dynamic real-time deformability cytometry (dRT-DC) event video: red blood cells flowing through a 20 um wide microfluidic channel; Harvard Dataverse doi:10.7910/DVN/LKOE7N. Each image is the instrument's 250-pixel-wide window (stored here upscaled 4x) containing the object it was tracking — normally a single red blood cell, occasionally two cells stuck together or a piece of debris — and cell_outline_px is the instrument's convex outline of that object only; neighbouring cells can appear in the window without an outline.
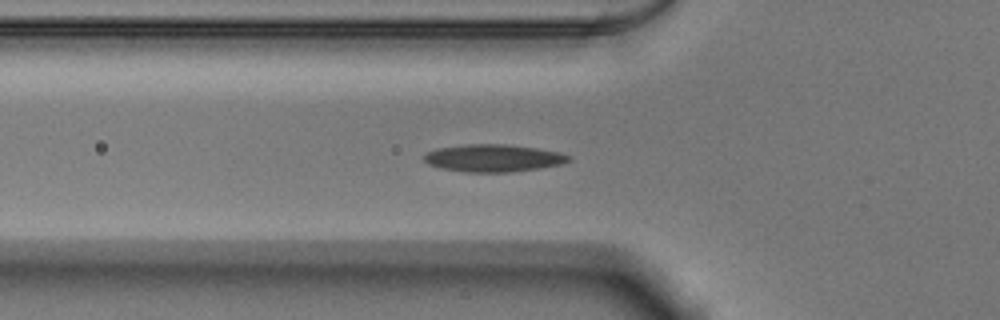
{"species": "Egyptian fruit bat (a non-hibernating species)", "species_latin": "Rousettus aegyptiacus", "temperature_condition": "warm", "stored_images_in_passage": 37, "camera_frame_rate_fps": 3000, "um_per_image_px": 0.085, "animal": {"sex": "male"}, "frame": {"image": 1, "passage_image": 2, "time_ms": 0.333, "image_size_px": [1000, 320], "cell_outline_px": [[572, 160], [560, 164], [540, 168], [508, 172], [464, 172], [440, 168], [428, 164], [424, 160], [424, 156], [428, 152], [440, 148], [468, 144], [504, 144], [536, 148], [560, 152], [572, 156]], "centroid_in_image_um": [41.96, 13.44], "position_along_channel_um": 83.8, "area_um2": 23.0}}
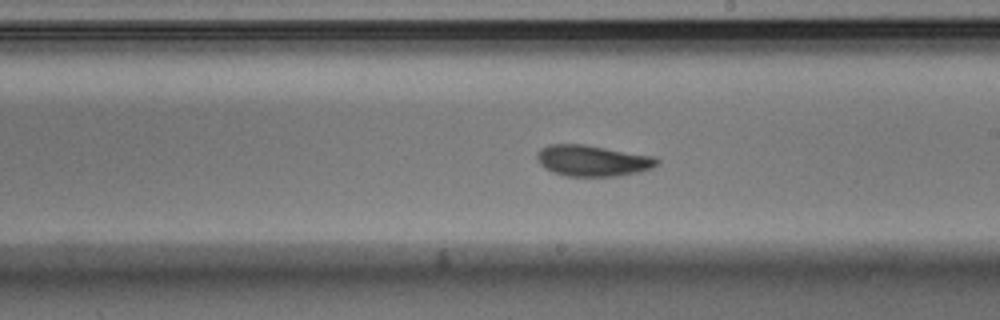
{"frame": {"image": 2, "passage_image": 14, "time_ms": 4.333, "image_size_px": [1000, 320], "cell_outline_px": [[660, 160], [652, 168], [640, 172], [616, 176], [564, 176], [552, 172], [544, 168], [536, 160], [536, 152], [540, 148], [548, 144], [584, 144], [656, 156]], "centroid_in_image_um": [50.35, 13.65], "position_along_channel_um": 238.7, "area_um2": 22.08}}
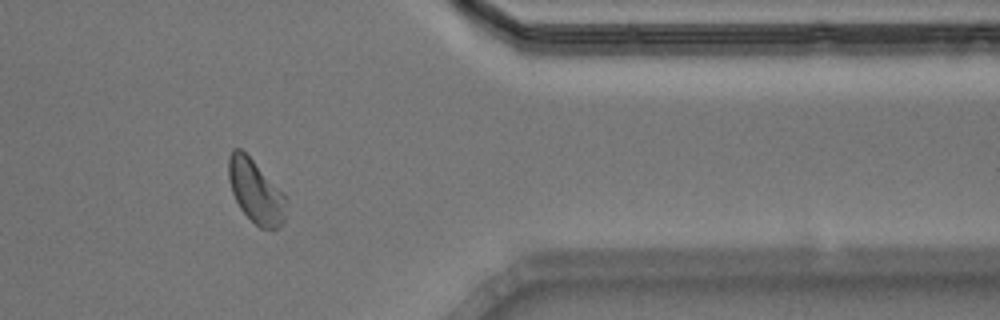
{"frame": {"image": 3, "passage_image": 27, "time_ms": 8.667, "image_size_px": [1000, 320], "cell_outline_px": [[288, 200], [284, 220], [276, 228], [260, 228], [240, 208], [232, 192], [228, 180], [228, 156], [232, 148], [240, 148], [284, 192]], "centroid_in_image_um": [21.74, 16.25], "position_along_channel_um": 389.7, "area_um2": 21.15}, "authors_computed_cell_mechanics": {"area_um2": 21.2704, "velocity_mm_per_s": 3.8492, "shape_relaxation_time_tau1_ms": 6.2861, "shape_relaxation_time_tau2_ms": 4.3663, "deformation_change_tau1": 0.1613, "deformation_change_tau2": 0.0915}}